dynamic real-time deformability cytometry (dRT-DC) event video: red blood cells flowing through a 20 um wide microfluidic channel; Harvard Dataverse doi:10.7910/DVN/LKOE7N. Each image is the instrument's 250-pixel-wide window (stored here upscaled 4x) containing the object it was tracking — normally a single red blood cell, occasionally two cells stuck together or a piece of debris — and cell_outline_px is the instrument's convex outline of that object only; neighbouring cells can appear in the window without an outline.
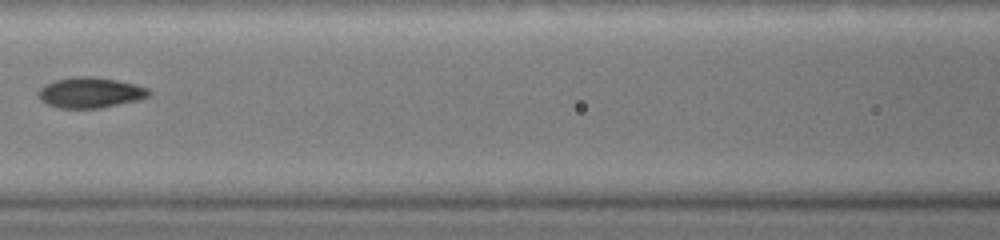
{"species": "common noctule bat (a hibernating species)", "species_latin": "Nyctalus noctula", "temperature_condition": "warm", "stored_images_in_passage": 13, "camera_frame_rate_fps": 3000, "um_per_image_px": 0.085, "animal": {"sex": "female", "body_mass_g": 19.0, "forearm_length_mm": 51.5}, "frame": {"image": 1, "passage_image": 13, "time_ms": 5.333, "image_size_px": [1000, 240], "cell_outline_px": [[152, 96], [140, 100], [100, 108], [60, 108], [48, 104], [40, 100], [36, 92], [44, 84], [56, 80], [72, 76], [92, 76], [116, 80], [136, 84], [148, 88], [152, 92]], "centroid_in_image_um": [7.7, 7.87], "position_along_channel_um": 158.9, "area_um2": 20.0}}